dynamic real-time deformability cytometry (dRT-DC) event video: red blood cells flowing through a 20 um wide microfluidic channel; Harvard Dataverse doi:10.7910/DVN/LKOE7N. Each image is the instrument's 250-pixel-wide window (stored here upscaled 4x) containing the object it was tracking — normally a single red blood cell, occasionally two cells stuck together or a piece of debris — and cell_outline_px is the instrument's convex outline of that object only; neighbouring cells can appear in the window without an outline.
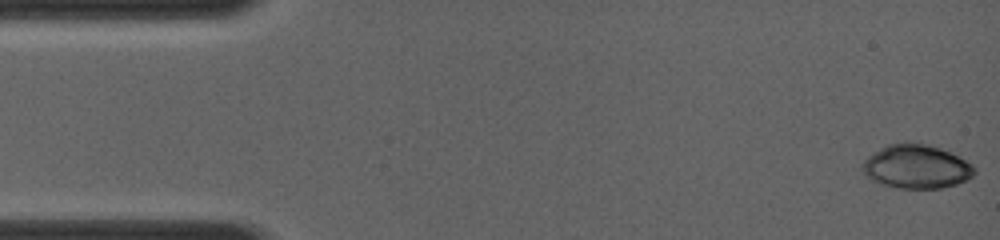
{"species": "common noctule bat (a hibernating species)", "species_latin": "Nyctalus noctula", "temperature_condition": "room temperature", "stored_images_in_passage": 46, "camera_frame_rate_fps": 4000, "um_per_image_px": 0.085, "animal": {"sex": "female", "body_mass_g": 19.0, "forearm_length_mm": 56.7}, "frame": {"image": 1, "passage_image": 1, "time_ms": 0.0, "image_size_px": [1000, 240], "cell_outline_px": [[976, 172], [968, 180], [944, 188], [896, 188], [880, 184], [868, 176], [864, 172], [860, 164], [868, 156], [880, 148], [888, 144], [908, 140], [940, 148], [972, 164], [976, 168]], "centroid_in_image_um": [77.88, 14.15], "position_along_channel_um": 7.1, "area_um2": 28.73}}
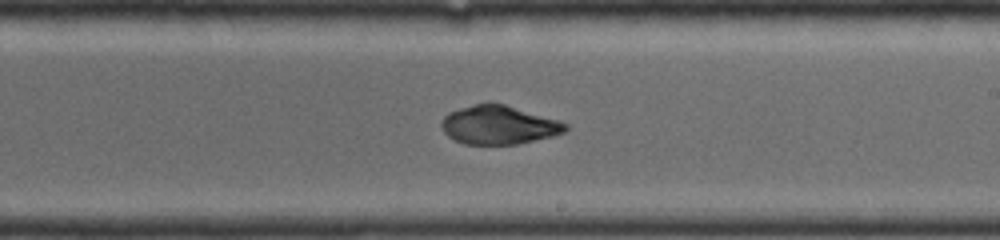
{"frame": {"image": 2, "passage_image": 27, "time_ms": 8.0, "image_size_px": [1000, 240], "cell_outline_px": [[568, 128], [564, 132], [516, 144], [464, 144], [448, 136], [444, 132], [440, 124], [444, 116], [448, 112], [472, 104], [504, 104], [556, 120], [568, 124]], "centroid_in_image_um": [42.33, 10.62], "position_along_channel_um": 246.7, "area_um2": 27.28}}
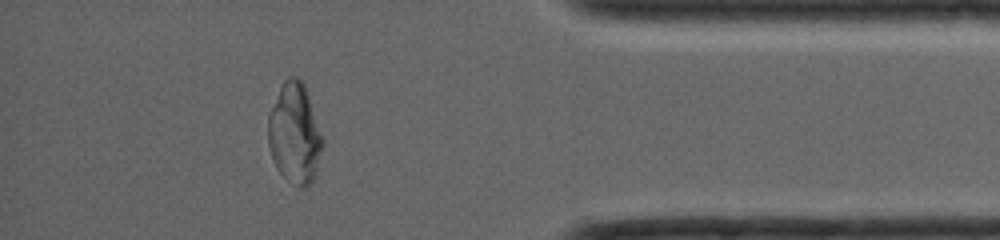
{"frame": {"image": 3, "passage_image": 45, "time_ms": 12.0, "image_size_px": [1000, 240], "cell_outline_px": [[324, 144], [312, 180], [304, 188], [296, 184], [284, 176], [276, 168], [268, 144], [268, 116], [280, 88], [284, 80], [288, 76], [296, 76], [304, 84], [324, 140]], "centroid_in_image_um": [25.04, 11.32], "position_along_channel_um": 410.2, "area_um2": 31.27}}